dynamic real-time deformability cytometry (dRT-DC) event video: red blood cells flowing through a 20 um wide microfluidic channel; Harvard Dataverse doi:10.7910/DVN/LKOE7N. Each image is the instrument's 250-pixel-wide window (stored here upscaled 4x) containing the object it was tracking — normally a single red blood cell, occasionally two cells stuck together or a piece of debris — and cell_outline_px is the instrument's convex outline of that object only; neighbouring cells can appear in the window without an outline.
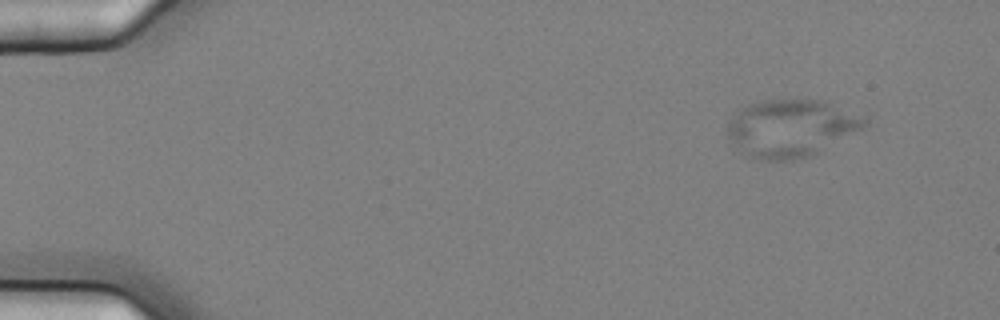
{"species": "common noctule bat (a hibernating species)", "species_latin": "Nyctalus noctula", "temperature_condition": "cold", "stored_images_in_passage": 6, "camera_frame_rate_fps": 3000, "um_per_image_px": 0.085, "animal": {"sex": "female", "body_mass_g": 25.1}, "frame": {"image": 1, "passage_image": 6, "time_ms": 1.667, "image_size_px": [1000, 320], "cell_outline_px": [[868, 124], [864, 128], [808, 156], [792, 160], [768, 160], [748, 156], [736, 148], [732, 144], [728, 136], [728, 120], [740, 108], [748, 104], [764, 100], [824, 100], [868, 116]], "centroid_in_image_um": [67.25, 10.87], "position_along_channel_um": 17.7, "area_um2": 45.89}}